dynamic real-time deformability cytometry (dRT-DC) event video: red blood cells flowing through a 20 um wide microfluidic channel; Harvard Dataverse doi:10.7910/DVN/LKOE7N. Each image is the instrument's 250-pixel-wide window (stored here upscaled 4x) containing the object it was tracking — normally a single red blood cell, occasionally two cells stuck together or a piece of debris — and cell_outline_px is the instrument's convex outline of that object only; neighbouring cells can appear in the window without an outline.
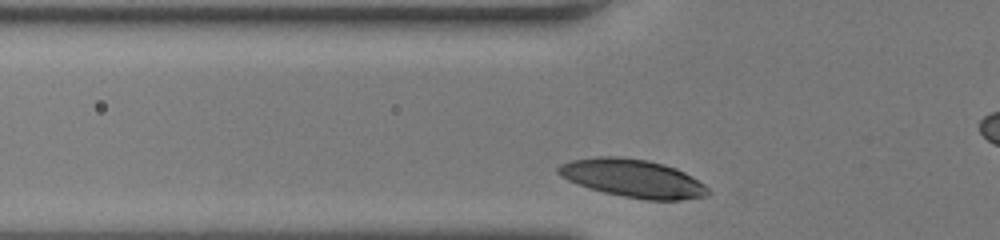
{"species": "human", "species_latin": "Homo sapiens", "temperature_condition": "room temperature", "stored_images_in_passage": 34, "camera_frame_rate_fps": 3000, "um_per_image_px": 0.085, "donor": {"sex": "female"}, "frame": {"image": 1, "passage_image": 10, "time_ms": 3.0, "image_size_px": [1000, 240], "cell_outline_px": [[712, 192], [708, 196], [680, 200], [644, 200], [604, 192], [588, 188], [576, 184], [560, 176], [556, 172], [556, 168], [560, 164], [572, 160], [596, 156], [616, 156], [648, 160], [664, 164], [676, 168], [692, 176], [704, 184]], "centroid_in_image_um": [53.79, 15.16], "position_along_channel_um": 72.0, "area_um2": 33.47}}
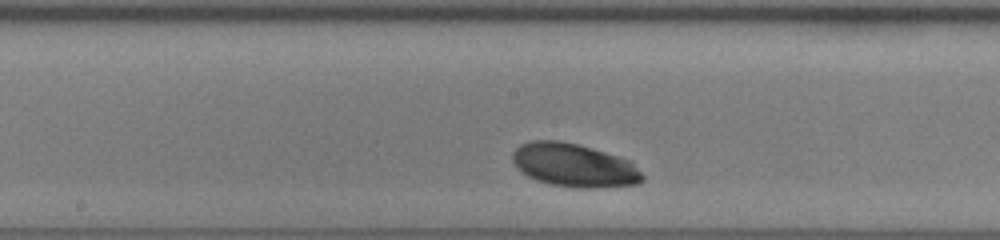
{"frame": {"image": 2, "passage_image": 20, "time_ms": 6.333, "image_size_px": [1000, 240], "cell_outline_px": [[644, 180], [640, 184], [600, 188], [572, 188], [552, 184], [536, 180], [520, 172], [516, 168], [512, 160], [512, 152], [520, 144], [532, 140], [556, 140], [576, 144], [592, 148], [628, 160], [644, 176]], "centroid_in_image_um": [48.76, 14.06], "position_along_channel_um": 199.4, "area_um2": 32.95}}
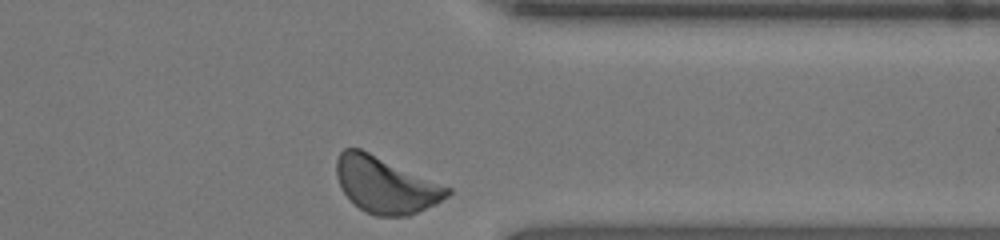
{"frame": {"image": 3, "passage_image": 34, "time_ms": 11.0, "image_size_px": [1000, 240], "cell_outline_px": [[452, 192], [448, 196], [436, 204], [408, 216], [376, 216], [364, 212], [344, 192], [336, 176], [336, 160], [340, 152], [344, 148], [360, 148], [452, 188]], "centroid_in_image_um": [32.79, 15.72], "position_along_channel_um": 378.6, "area_um2": 36.13}, "authors_computed_cell_mechanics": {"area_um2": 32.9749, "velocity_mm_per_s": 3.8707, "shape_relaxation_time_tau1_ms": 1.3683, "shape_relaxation_time_tau2_ms": null, "deformation_change_tau1": 0.0971, "deformation_change_tau2": null}}